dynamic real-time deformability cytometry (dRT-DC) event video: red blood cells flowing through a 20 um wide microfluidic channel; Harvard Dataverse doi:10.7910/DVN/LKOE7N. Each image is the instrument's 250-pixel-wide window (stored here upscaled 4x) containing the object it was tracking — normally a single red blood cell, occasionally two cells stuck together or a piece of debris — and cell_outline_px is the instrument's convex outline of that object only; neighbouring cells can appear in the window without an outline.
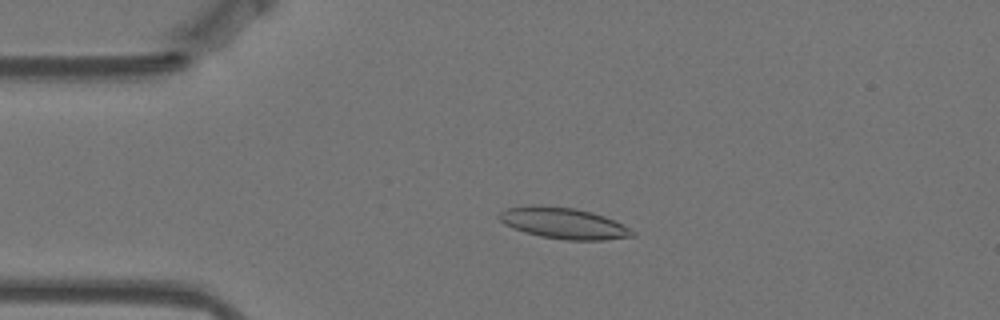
{"species": "Egyptian fruit bat (a non-hibernating species)", "species_latin": "Rousettus aegyptiacus", "temperature_condition": "warm", "stored_images_in_passage": 57, "camera_frame_rate_fps": 3000, "um_per_image_px": 0.085, "animal": {"sex": "female"}, "frame": {"image": 1, "passage_image": 12, "time_ms": 3.667, "image_size_px": [1000, 320], "cell_outline_px": [[636, 236], [604, 240], [564, 240], [540, 236], [524, 232], [512, 228], [504, 224], [496, 216], [500, 212], [508, 208], [532, 204], [576, 208], [592, 212], [604, 216], [636, 232]], "centroid_in_image_um": [47.86, 18.97], "position_along_channel_um": 37.1, "area_um2": 24.28}}
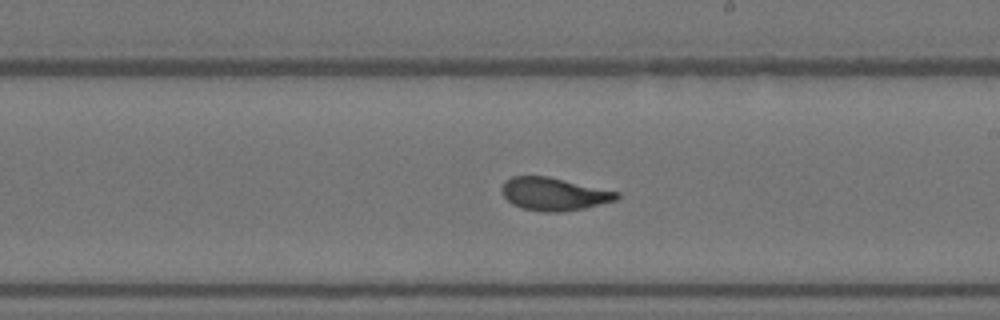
{"frame": {"image": 2, "passage_image": 32, "time_ms": 10.333, "image_size_px": [1000, 320], "cell_outline_px": [[620, 196], [616, 200], [584, 208], [564, 212], [544, 212], [520, 208], [512, 204], [504, 196], [504, 184], [512, 176], [548, 176], [620, 192]], "centroid_in_image_um": [47.13, 16.5], "position_along_channel_um": 241.9, "area_um2": 21.85}}
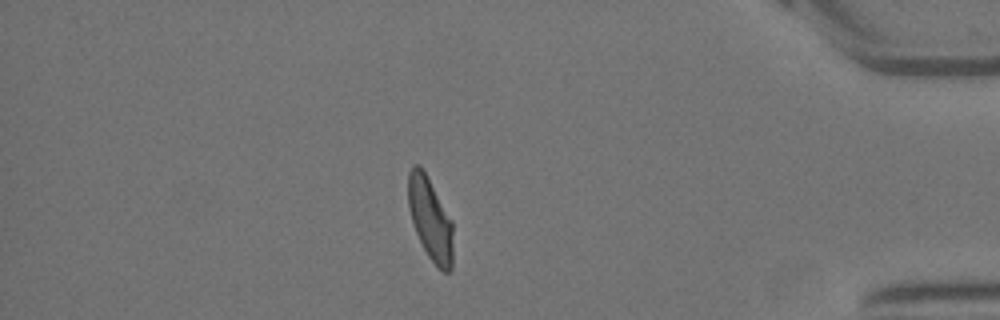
{"frame": {"image": 3, "passage_image": 49, "time_ms": 16.0, "image_size_px": [1000, 320], "cell_outline_px": [[452, 268], [448, 272], [444, 272], [428, 256], [416, 232], [408, 208], [408, 172], [412, 164], [420, 164], [452, 220]], "centroid_in_image_um": [36.56, 18.57], "position_along_channel_um": 398.6, "area_um2": 21.33}, "authors_computed_cell_mechanics": {"area_um2": 22.4842, "velocity_mm_per_s": 3.4835, "shape_relaxation_time_tau1_ms": 7.637, "shape_relaxation_time_tau2_ms": 1.2773, "deformation_change_tau1": 0.2175, "deformation_change_tau2": 0.0746}}